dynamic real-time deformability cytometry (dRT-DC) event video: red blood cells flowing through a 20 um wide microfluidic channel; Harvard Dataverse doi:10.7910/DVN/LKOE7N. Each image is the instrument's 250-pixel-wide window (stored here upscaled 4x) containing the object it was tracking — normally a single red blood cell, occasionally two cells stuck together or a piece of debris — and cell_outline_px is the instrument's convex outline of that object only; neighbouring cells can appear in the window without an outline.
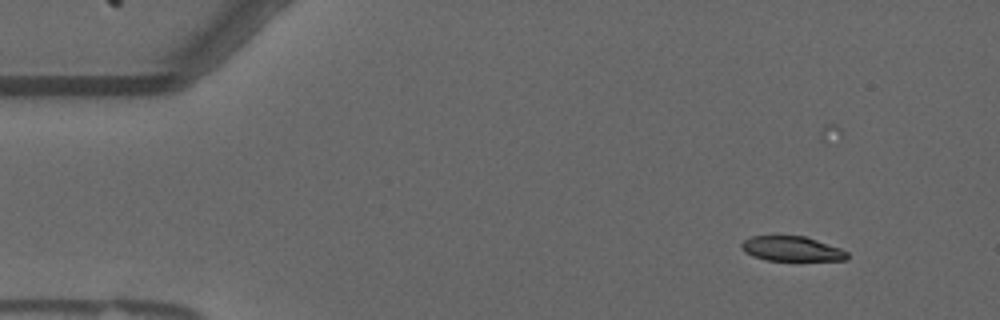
{"species": "common noctule bat (a hibernating species)", "species_latin": "Nyctalus noctula", "temperature_condition": "warm", "stored_images_in_passage": 45, "camera_frame_rate_fps": 3000, "um_per_image_px": 0.085, "animal": {"sex": "male", "forearm_length_mm": 52.5}, "frame": {"image": 1, "passage_image": 7, "time_ms": 2.0, "image_size_px": [1000, 320], "cell_outline_px": [[848, 260], [768, 260], [752, 256], [744, 252], [740, 244], [744, 240], [752, 236], [804, 236], [840, 248], [848, 252]], "centroid_in_image_um": [67.29, 21.15], "position_along_channel_um": 17.7, "area_um2": 15.14}}
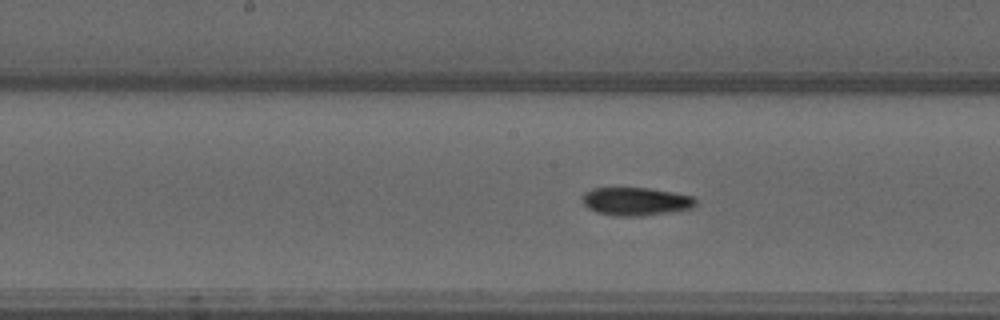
{"frame": {"image": 2, "passage_image": 29, "time_ms": 9.333, "image_size_px": [1000, 320], "cell_outline_px": [[696, 204], [692, 208], [672, 212], [640, 216], [616, 216], [596, 212], [588, 208], [584, 204], [580, 196], [584, 192], [592, 188], [648, 188], [672, 192], [692, 196], [696, 200]], "centroid_in_image_um": [54.01, 17.12], "position_along_channel_um": 194.2, "area_um2": 18.67}}
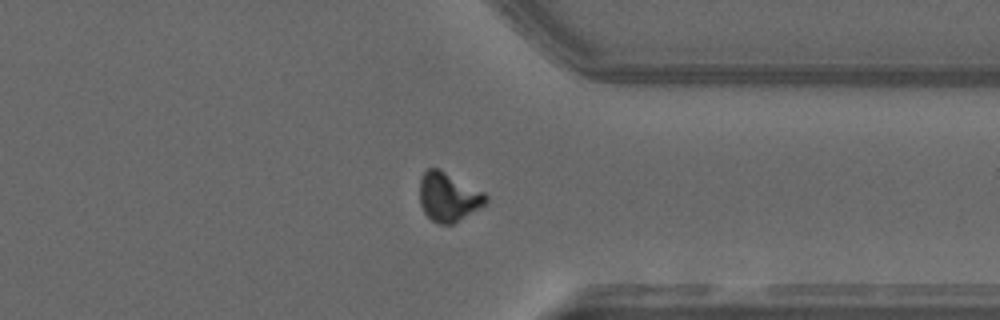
{"frame": {"image": 3, "passage_image": 44, "time_ms": 14.333, "image_size_px": [1000, 320], "cell_outline_px": [[488, 200], [484, 204], [452, 224], [440, 224], [432, 220], [424, 212], [420, 204], [420, 180], [424, 172], [428, 168], [440, 168], [484, 192], [488, 196]], "centroid_in_image_um": [38.09, 16.71], "position_along_channel_um": 373.3, "area_um2": 18.67}}